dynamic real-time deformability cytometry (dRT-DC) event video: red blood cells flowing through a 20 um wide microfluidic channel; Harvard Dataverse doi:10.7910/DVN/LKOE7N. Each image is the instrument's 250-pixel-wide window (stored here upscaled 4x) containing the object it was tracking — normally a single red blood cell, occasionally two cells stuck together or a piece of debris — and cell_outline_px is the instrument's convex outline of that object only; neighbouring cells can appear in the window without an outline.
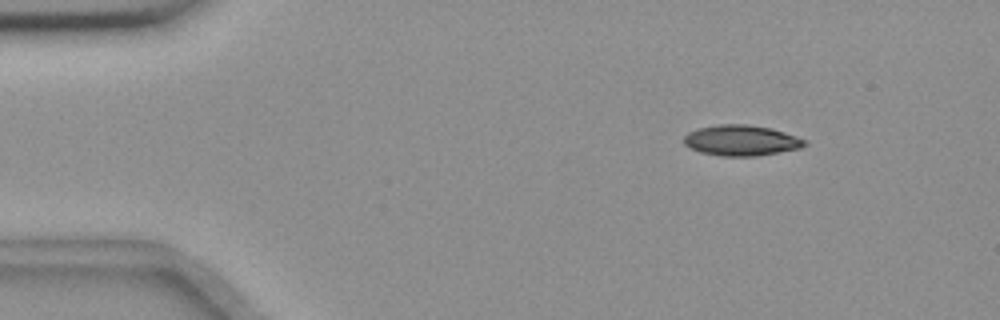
{"species": "common noctule bat (a hibernating species)", "species_latin": "Nyctalus noctula", "temperature_condition": "room temperature", "stored_images_in_passage": 49, "camera_frame_rate_fps": 3000, "um_per_image_px": 0.085, "animal": {"sex": "female", "body_mass_g": 18.4}, "frame": {"image": 1, "passage_image": 1, "time_ms": 0.0, "image_size_px": [1000, 320], "cell_outline_px": [[808, 144], [800, 148], [756, 156], [724, 156], [700, 152], [684, 144], [684, 136], [688, 132], [696, 128], [716, 124], [748, 124], [772, 128], [808, 140]], "centroid_in_image_um": [63.02, 11.92], "position_along_channel_um": 22.0, "area_um2": 21.68}}
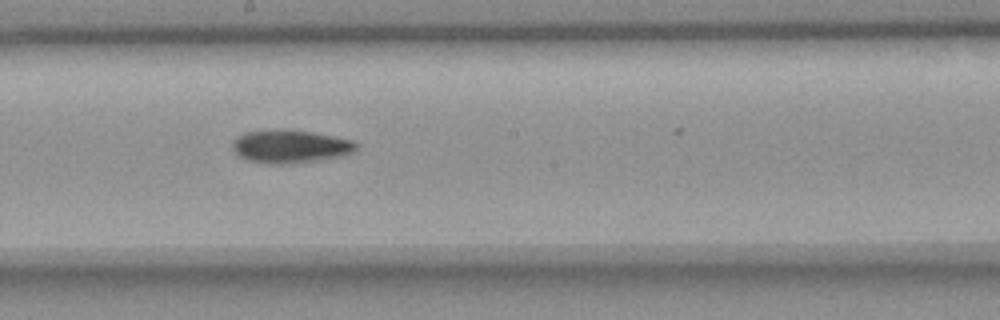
{"frame": {"image": 2, "passage_image": 24, "time_ms": 7.667, "image_size_px": [1000, 320], "cell_outline_px": [[356, 148], [352, 152], [340, 156], [284, 164], [272, 164], [248, 160], [240, 156], [232, 148], [232, 144], [236, 136], [244, 132], [308, 132], [332, 136], [352, 140], [356, 144]], "centroid_in_image_um": [24.64, 12.48], "position_along_channel_um": 223.6, "area_um2": 22.54}}
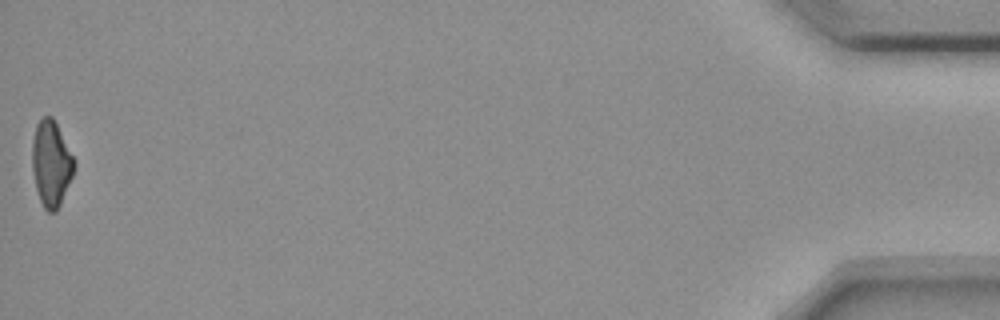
{"frame": {"image": 3, "passage_image": 49, "time_ms": 16.0, "image_size_px": [1000, 320], "cell_outline_px": [[76, 164], [72, 176], [60, 204], [56, 212], [48, 212], [44, 208], [40, 200], [36, 188], [32, 168], [32, 140], [36, 124], [44, 116], [52, 116], [76, 160]], "centroid_in_image_um": [4.35, 13.89], "position_along_channel_um": 430.8, "area_um2": 20.98}, "authors_computed_cell_mechanics": {"area_um2": 22.0218, "velocity_mm_per_s": 3.6653, "shape_relaxation_time_tau1_ms": 11.0816, "shape_relaxation_time_tau2_ms": null, "deformation_change_tau1": 0.2188, "deformation_change_tau2": null}}